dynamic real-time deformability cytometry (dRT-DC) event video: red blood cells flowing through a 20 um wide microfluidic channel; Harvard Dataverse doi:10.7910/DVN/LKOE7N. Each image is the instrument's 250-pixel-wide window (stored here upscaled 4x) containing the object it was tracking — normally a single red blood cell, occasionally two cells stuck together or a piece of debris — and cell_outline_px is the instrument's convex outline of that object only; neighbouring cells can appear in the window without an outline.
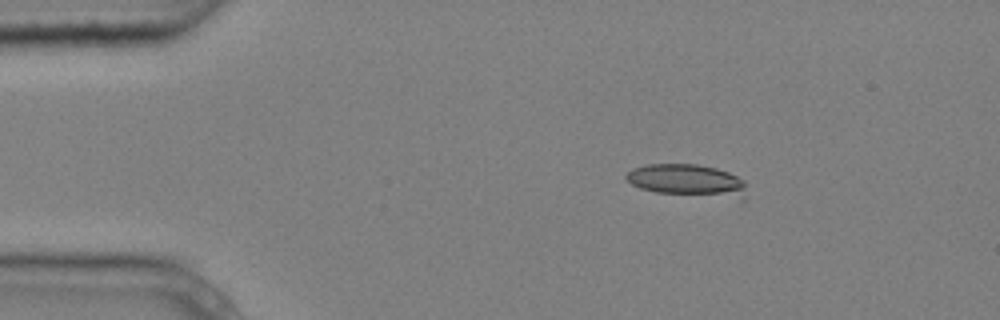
{"species": "common noctule bat (a hibernating species)", "species_latin": "Nyctalus noctula", "temperature_condition": "cold", "stored_images_in_passage": 4, "camera_frame_rate_fps": 3000, "um_per_image_px": 0.085, "animal": {"sex": "male", "body_mass_g": 20.4}, "frame": {"image": 1, "passage_image": 2, "time_ms": 0.333, "image_size_px": [1000, 320], "cell_outline_px": [[744, 200], [740, 200], [656, 192], [640, 188], [632, 184], [624, 176], [632, 168], [644, 164], [696, 164], [716, 168], [728, 172], [744, 180]], "centroid_in_image_um": [58.44, 15.35], "position_along_channel_um": 26.6, "area_um2": 22.83}}
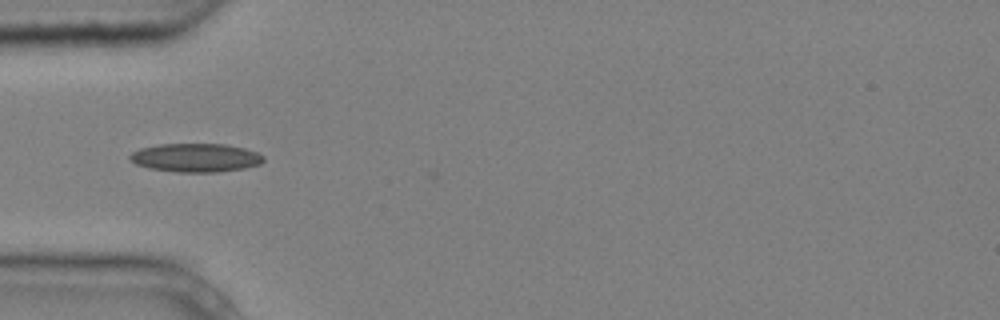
{"frame": {"image": 2, "passage_image": 4, "time_ms": 1.0, "image_size_px": [1000, 320], "cell_outline_px": [[264, 160], [260, 164], [244, 168], [216, 172], [176, 172], [148, 168], [136, 164], [128, 156], [132, 152], [140, 148], [160, 144], [224, 144], [244, 148], [256, 152], [264, 156]], "centroid_in_image_um": [16.63, 13.4], "position_along_channel_um": 68.4, "area_um2": 22.2}}